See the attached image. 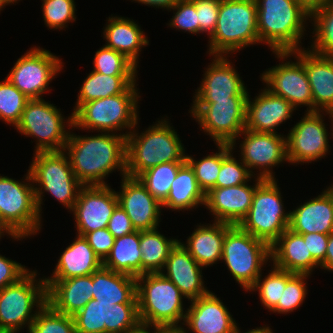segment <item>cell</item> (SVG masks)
<instances>
[{
	"label": "cell",
	"instance_id": "6da1fadb",
	"mask_svg": "<svg viewBox=\"0 0 333 333\" xmlns=\"http://www.w3.org/2000/svg\"><path fill=\"white\" fill-rule=\"evenodd\" d=\"M101 132L80 136L70 132L65 146L73 173L83 186L108 185L105 179L116 170L126 176V136ZM116 169V170H115Z\"/></svg>",
	"mask_w": 333,
	"mask_h": 333
},
{
	"label": "cell",
	"instance_id": "7a4b0ae2",
	"mask_svg": "<svg viewBox=\"0 0 333 333\" xmlns=\"http://www.w3.org/2000/svg\"><path fill=\"white\" fill-rule=\"evenodd\" d=\"M167 120L163 117L141 134L136 132V124L126 136V176L137 178L166 162H186L184 145Z\"/></svg>",
	"mask_w": 333,
	"mask_h": 333
},
{
	"label": "cell",
	"instance_id": "3957f363",
	"mask_svg": "<svg viewBox=\"0 0 333 333\" xmlns=\"http://www.w3.org/2000/svg\"><path fill=\"white\" fill-rule=\"evenodd\" d=\"M255 1L259 42L267 44L272 52L302 49L300 43L310 11L298 0Z\"/></svg>",
	"mask_w": 333,
	"mask_h": 333
},
{
	"label": "cell",
	"instance_id": "277c9868",
	"mask_svg": "<svg viewBox=\"0 0 333 333\" xmlns=\"http://www.w3.org/2000/svg\"><path fill=\"white\" fill-rule=\"evenodd\" d=\"M209 38L211 56L228 55L260 44L255 0H221L217 24Z\"/></svg>",
	"mask_w": 333,
	"mask_h": 333
},
{
	"label": "cell",
	"instance_id": "5b68a950",
	"mask_svg": "<svg viewBox=\"0 0 333 333\" xmlns=\"http://www.w3.org/2000/svg\"><path fill=\"white\" fill-rule=\"evenodd\" d=\"M136 295L140 323L173 327L185 320V297L161 272L137 277Z\"/></svg>",
	"mask_w": 333,
	"mask_h": 333
},
{
	"label": "cell",
	"instance_id": "8992f818",
	"mask_svg": "<svg viewBox=\"0 0 333 333\" xmlns=\"http://www.w3.org/2000/svg\"><path fill=\"white\" fill-rule=\"evenodd\" d=\"M136 86L134 83L124 93L83 103L73 113L72 128L114 134L128 129L130 133L140 120L137 111L140 92Z\"/></svg>",
	"mask_w": 333,
	"mask_h": 333
},
{
	"label": "cell",
	"instance_id": "52a82bcc",
	"mask_svg": "<svg viewBox=\"0 0 333 333\" xmlns=\"http://www.w3.org/2000/svg\"><path fill=\"white\" fill-rule=\"evenodd\" d=\"M32 159L28 170L40 216L45 192L50 193L71 212L83 185L75 177L67 153L64 150L37 152Z\"/></svg>",
	"mask_w": 333,
	"mask_h": 333
},
{
	"label": "cell",
	"instance_id": "ba28073f",
	"mask_svg": "<svg viewBox=\"0 0 333 333\" xmlns=\"http://www.w3.org/2000/svg\"><path fill=\"white\" fill-rule=\"evenodd\" d=\"M36 277V270H29L16 283L0 290V329L3 333H19L26 325L29 331L38 310L47 303L45 280Z\"/></svg>",
	"mask_w": 333,
	"mask_h": 333
},
{
	"label": "cell",
	"instance_id": "9c48e42d",
	"mask_svg": "<svg viewBox=\"0 0 333 333\" xmlns=\"http://www.w3.org/2000/svg\"><path fill=\"white\" fill-rule=\"evenodd\" d=\"M22 180L0 174V220L15 237L28 238L40 231L42 217L29 170Z\"/></svg>",
	"mask_w": 333,
	"mask_h": 333
},
{
	"label": "cell",
	"instance_id": "30bf717a",
	"mask_svg": "<svg viewBox=\"0 0 333 333\" xmlns=\"http://www.w3.org/2000/svg\"><path fill=\"white\" fill-rule=\"evenodd\" d=\"M221 260L235 281L248 291L261 275L264 264L271 261V246L233 225L225 233Z\"/></svg>",
	"mask_w": 333,
	"mask_h": 333
},
{
	"label": "cell",
	"instance_id": "8fae6325",
	"mask_svg": "<svg viewBox=\"0 0 333 333\" xmlns=\"http://www.w3.org/2000/svg\"><path fill=\"white\" fill-rule=\"evenodd\" d=\"M281 196L276 179H264L255 188L248 214L238 226L271 246L289 225L290 211L285 212Z\"/></svg>",
	"mask_w": 333,
	"mask_h": 333
},
{
	"label": "cell",
	"instance_id": "7c38bea8",
	"mask_svg": "<svg viewBox=\"0 0 333 333\" xmlns=\"http://www.w3.org/2000/svg\"><path fill=\"white\" fill-rule=\"evenodd\" d=\"M73 123V113L67 119L54 104L44 99H30L15 129L27 137L37 138L35 153L62 151Z\"/></svg>",
	"mask_w": 333,
	"mask_h": 333
},
{
	"label": "cell",
	"instance_id": "4fadbf2b",
	"mask_svg": "<svg viewBox=\"0 0 333 333\" xmlns=\"http://www.w3.org/2000/svg\"><path fill=\"white\" fill-rule=\"evenodd\" d=\"M247 98L230 97L214 103H192L189 113L215 144H230L235 149L236 140L241 138L239 134L245 129Z\"/></svg>",
	"mask_w": 333,
	"mask_h": 333
},
{
	"label": "cell",
	"instance_id": "5bb4252c",
	"mask_svg": "<svg viewBox=\"0 0 333 333\" xmlns=\"http://www.w3.org/2000/svg\"><path fill=\"white\" fill-rule=\"evenodd\" d=\"M63 62L40 47H33L15 62L7 79L29 99H42L49 84L59 74Z\"/></svg>",
	"mask_w": 333,
	"mask_h": 333
},
{
	"label": "cell",
	"instance_id": "9a60e30c",
	"mask_svg": "<svg viewBox=\"0 0 333 333\" xmlns=\"http://www.w3.org/2000/svg\"><path fill=\"white\" fill-rule=\"evenodd\" d=\"M76 333H127L139 323L137 303H105L91 299L73 316Z\"/></svg>",
	"mask_w": 333,
	"mask_h": 333
},
{
	"label": "cell",
	"instance_id": "2e32d148",
	"mask_svg": "<svg viewBox=\"0 0 333 333\" xmlns=\"http://www.w3.org/2000/svg\"><path fill=\"white\" fill-rule=\"evenodd\" d=\"M243 141L240 143V159L249 172L255 177L262 179H276L273 167L279 166L287 159V137L281 134L254 132L244 129L239 136ZM254 169L259 173L255 174Z\"/></svg>",
	"mask_w": 333,
	"mask_h": 333
},
{
	"label": "cell",
	"instance_id": "e0dca14e",
	"mask_svg": "<svg viewBox=\"0 0 333 333\" xmlns=\"http://www.w3.org/2000/svg\"><path fill=\"white\" fill-rule=\"evenodd\" d=\"M287 134V159L291 164L311 163L326 156L329 151L328 130L324 112H307ZM322 114V115H321Z\"/></svg>",
	"mask_w": 333,
	"mask_h": 333
},
{
	"label": "cell",
	"instance_id": "ac0fdd59",
	"mask_svg": "<svg viewBox=\"0 0 333 333\" xmlns=\"http://www.w3.org/2000/svg\"><path fill=\"white\" fill-rule=\"evenodd\" d=\"M118 205L116 191L109 185L82 186L71 210L77 235L84 236L88 232L106 228Z\"/></svg>",
	"mask_w": 333,
	"mask_h": 333
},
{
	"label": "cell",
	"instance_id": "d6986e66",
	"mask_svg": "<svg viewBox=\"0 0 333 333\" xmlns=\"http://www.w3.org/2000/svg\"><path fill=\"white\" fill-rule=\"evenodd\" d=\"M296 61H286L266 69L261 81L266 89L287 100L295 109L306 106L307 112H314L313 97L303 63L294 56Z\"/></svg>",
	"mask_w": 333,
	"mask_h": 333
},
{
	"label": "cell",
	"instance_id": "ffe728a7",
	"mask_svg": "<svg viewBox=\"0 0 333 333\" xmlns=\"http://www.w3.org/2000/svg\"><path fill=\"white\" fill-rule=\"evenodd\" d=\"M227 57L229 55L213 56L215 59L206 68L204 78L195 90L193 103H214L215 100L249 96L242 77Z\"/></svg>",
	"mask_w": 333,
	"mask_h": 333
},
{
	"label": "cell",
	"instance_id": "44dd1931",
	"mask_svg": "<svg viewBox=\"0 0 333 333\" xmlns=\"http://www.w3.org/2000/svg\"><path fill=\"white\" fill-rule=\"evenodd\" d=\"M282 61L296 56L305 66L311 87L314 112L333 113V57L321 56L308 48L291 52H273ZM292 55V56H291Z\"/></svg>",
	"mask_w": 333,
	"mask_h": 333
},
{
	"label": "cell",
	"instance_id": "7402d4cb",
	"mask_svg": "<svg viewBox=\"0 0 333 333\" xmlns=\"http://www.w3.org/2000/svg\"><path fill=\"white\" fill-rule=\"evenodd\" d=\"M117 191L119 205L129 216L136 231L157 228L162 204L155 199L138 178L124 176Z\"/></svg>",
	"mask_w": 333,
	"mask_h": 333
},
{
	"label": "cell",
	"instance_id": "603a6c76",
	"mask_svg": "<svg viewBox=\"0 0 333 333\" xmlns=\"http://www.w3.org/2000/svg\"><path fill=\"white\" fill-rule=\"evenodd\" d=\"M255 185L243 183L238 186L212 188L206 194L205 207L214 215V221L239 225L248 214L255 188L264 180L255 177Z\"/></svg>",
	"mask_w": 333,
	"mask_h": 333
},
{
	"label": "cell",
	"instance_id": "cb8c5ba5",
	"mask_svg": "<svg viewBox=\"0 0 333 333\" xmlns=\"http://www.w3.org/2000/svg\"><path fill=\"white\" fill-rule=\"evenodd\" d=\"M191 305L186 310L184 322L193 333H233L237 327L233 315L230 314L215 293L211 291L205 296L190 301Z\"/></svg>",
	"mask_w": 333,
	"mask_h": 333
},
{
	"label": "cell",
	"instance_id": "d4e9b609",
	"mask_svg": "<svg viewBox=\"0 0 333 333\" xmlns=\"http://www.w3.org/2000/svg\"><path fill=\"white\" fill-rule=\"evenodd\" d=\"M249 97L250 95L246 102L245 129L254 132L276 134L277 127L292 118V113L296 110L287 100L265 87L252 101Z\"/></svg>",
	"mask_w": 333,
	"mask_h": 333
},
{
	"label": "cell",
	"instance_id": "484cf974",
	"mask_svg": "<svg viewBox=\"0 0 333 333\" xmlns=\"http://www.w3.org/2000/svg\"><path fill=\"white\" fill-rule=\"evenodd\" d=\"M201 269L203 267L178 242L170 251L161 273L178 287L185 299L192 301L210 292L204 285Z\"/></svg>",
	"mask_w": 333,
	"mask_h": 333
},
{
	"label": "cell",
	"instance_id": "4316f807",
	"mask_svg": "<svg viewBox=\"0 0 333 333\" xmlns=\"http://www.w3.org/2000/svg\"><path fill=\"white\" fill-rule=\"evenodd\" d=\"M288 229L298 234L333 232V184L290 211Z\"/></svg>",
	"mask_w": 333,
	"mask_h": 333
},
{
	"label": "cell",
	"instance_id": "83f0119b",
	"mask_svg": "<svg viewBox=\"0 0 333 333\" xmlns=\"http://www.w3.org/2000/svg\"><path fill=\"white\" fill-rule=\"evenodd\" d=\"M47 303L56 311L74 316L93 299L92 275L45 280Z\"/></svg>",
	"mask_w": 333,
	"mask_h": 333
},
{
	"label": "cell",
	"instance_id": "f1b7e54d",
	"mask_svg": "<svg viewBox=\"0 0 333 333\" xmlns=\"http://www.w3.org/2000/svg\"><path fill=\"white\" fill-rule=\"evenodd\" d=\"M271 261L275 267L296 274L311 275L320 266L313 259L303 236L288 228L271 245Z\"/></svg>",
	"mask_w": 333,
	"mask_h": 333
},
{
	"label": "cell",
	"instance_id": "f546056e",
	"mask_svg": "<svg viewBox=\"0 0 333 333\" xmlns=\"http://www.w3.org/2000/svg\"><path fill=\"white\" fill-rule=\"evenodd\" d=\"M233 225L214 221L213 224L197 225L187 237L186 244L179 241L203 268L221 261L225 233Z\"/></svg>",
	"mask_w": 333,
	"mask_h": 333
},
{
	"label": "cell",
	"instance_id": "4dcf8cb0",
	"mask_svg": "<svg viewBox=\"0 0 333 333\" xmlns=\"http://www.w3.org/2000/svg\"><path fill=\"white\" fill-rule=\"evenodd\" d=\"M107 21L103 32L105 46L125 55L138 67L141 49L149 44L140 25L122 16L109 17Z\"/></svg>",
	"mask_w": 333,
	"mask_h": 333
},
{
	"label": "cell",
	"instance_id": "1f68e13d",
	"mask_svg": "<svg viewBox=\"0 0 333 333\" xmlns=\"http://www.w3.org/2000/svg\"><path fill=\"white\" fill-rule=\"evenodd\" d=\"M58 259L52 277L44 280H62L78 276L92 275L103 266V261L94 253L87 240L76 235Z\"/></svg>",
	"mask_w": 333,
	"mask_h": 333
},
{
	"label": "cell",
	"instance_id": "d6a6232c",
	"mask_svg": "<svg viewBox=\"0 0 333 333\" xmlns=\"http://www.w3.org/2000/svg\"><path fill=\"white\" fill-rule=\"evenodd\" d=\"M93 299L121 304L137 303L136 278L103 266L92 274Z\"/></svg>",
	"mask_w": 333,
	"mask_h": 333
},
{
	"label": "cell",
	"instance_id": "836d02e7",
	"mask_svg": "<svg viewBox=\"0 0 333 333\" xmlns=\"http://www.w3.org/2000/svg\"><path fill=\"white\" fill-rule=\"evenodd\" d=\"M206 194L200 188L195 173L185 162L177 172L167 198L161 203L163 208L172 211L196 209L201 204L205 206Z\"/></svg>",
	"mask_w": 333,
	"mask_h": 333
},
{
	"label": "cell",
	"instance_id": "e575fe53",
	"mask_svg": "<svg viewBox=\"0 0 333 333\" xmlns=\"http://www.w3.org/2000/svg\"><path fill=\"white\" fill-rule=\"evenodd\" d=\"M103 267L135 278L141 275L140 231L115 238Z\"/></svg>",
	"mask_w": 333,
	"mask_h": 333
},
{
	"label": "cell",
	"instance_id": "d590c367",
	"mask_svg": "<svg viewBox=\"0 0 333 333\" xmlns=\"http://www.w3.org/2000/svg\"><path fill=\"white\" fill-rule=\"evenodd\" d=\"M84 80L72 113L83 103L124 93L136 83V76H109L91 71Z\"/></svg>",
	"mask_w": 333,
	"mask_h": 333
},
{
	"label": "cell",
	"instance_id": "8d00e7d4",
	"mask_svg": "<svg viewBox=\"0 0 333 333\" xmlns=\"http://www.w3.org/2000/svg\"><path fill=\"white\" fill-rule=\"evenodd\" d=\"M179 241L168 239L158 231V228L140 231L141 275L161 272L170 251Z\"/></svg>",
	"mask_w": 333,
	"mask_h": 333
},
{
	"label": "cell",
	"instance_id": "74e56055",
	"mask_svg": "<svg viewBox=\"0 0 333 333\" xmlns=\"http://www.w3.org/2000/svg\"><path fill=\"white\" fill-rule=\"evenodd\" d=\"M310 18L314 27L312 34L315 33L311 51L321 56L333 57V1L312 9Z\"/></svg>",
	"mask_w": 333,
	"mask_h": 333
},
{
	"label": "cell",
	"instance_id": "f35d334b",
	"mask_svg": "<svg viewBox=\"0 0 333 333\" xmlns=\"http://www.w3.org/2000/svg\"><path fill=\"white\" fill-rule=\"evenodd\" d=\"M185 162H166L142 172L137 178L160 203L168 196L178 169Z\"/></svg>",
	"mask_w": 333,
	"mask_h": 333
},
{
	"label": "cell",
	"instance_id": "ab89813d",
	"mask_svg": "<svg viewBox=\"0 0 333 333\" xmlns=\"http://www.w3.org/2000/svg\"><path fill=\"white\" fill-rule=\"evenodd\" d=\"M268 275L262 279V274L248 292L258 291L261 304L271 311L279 302L282 295V286L295 274L279 269L274 265ZM262 281V282H261Z\"/></svg>",
	"mask_w": 333,
	"mask_h": 333
},
{
	"label": "cell",
	"instance_id": "60d3db41",
	"mask_svg": "<svg viewBox=\"0 0 333 333\" xmlns=\"http://www.w3.org/2000/svg\"><path fill=\"white\" fill-rule=\"evenodd\" d=\"M95 53L93 71L109 76H137V66L118 51L104 45Z\"/></svg>",
	"mask_w": 333,
	"mask_h": 333
},
{
	"label": "cell",
	"instance_id": "b9f144b4",
	"mask_svg": "<svg viewBox=\"0 0 333 333\" xmlns=\"http://www.w3.org/2000/svg\"><path fill=\"white\" fill-rule=\"evenodd\" d=\"M30 99L20 92L7 78L0 82V120L7 125L20 122L22 113Z\"/></svg>",
	"mask_w": 333,
	"mask_h": 333
},
{
	"label": "cell",
	"instance_id": "7bdbcfd3",
	"mask_svg": "<svg viewBox=\"0 0 333 333\" xmlns=\"http://www.w3.org/2000/svg\"><path fill=\"white\" fill-rule=\"evenodd\" d=\"M28 333H76L73 316L56 312L48 303L40 308Z\"/></svg>",
	"mask_w": 333,
	"mask_h": 333
},
{
	"label": "cell",
	"instance_id": "ee69618b",
	"mask_svg": "<svg viewBox=\"0 0 333 333\" xmlns=\"http://www.w3.org/2000/svg\"><path fill=\"white\" fill-rule=\"evenodd\" d=\"M230 144H222V164L216 179V188L238 186L255 178L241 161L232 155Z\"/></svg>",
	"mask_w": 333,
	"mask_h": 333
},
{
	"label": "cell",
	"instance_id": "f6af8a7d",
	"mask_svg": "<svg viewBox=\"0 0 333 333\" xmlns=\"http://www.w3.org/2000/svg\"><path fill=\"white\" fill-rule=\"evenodd\" d=\"M218 153L195 160L193 156L186 155V162L195 173L200 188L207 194L212 188H216V179L222 164V144H216Z\"/></svg>",
	"mask_w": 333,
	"mask_h": 333
},
{
	"label": "cell",
	"instance_id": "bcb514c9",
	"mask_svg": "<svg viewBox=\"0 0 333 333\" xmlns=\"http://www.w3.org/2000/svg\"><path fill=\"white\" fill-rule=\"evenodd\" d=\"M309 274H294L287 282L286 286H282V295L278 304L271 310L276 314H288L297 310L303 304L307 295L306 279Z\"/></svg>",
	"mask_w": 333,
	"mask_h": 333
},
{
	"label": "cell",
	"instance_id": "7dc6e473",
	"mask_svg": "<svg viewBox=\"0 0 333 333\" xmlns=\"http://www.w3.org/2000/svg\"><path fill=\"white\" fill-rule=\"evenodd\" d=\"M42 12L45 25L50 30H62L67 24L76 21L74 0H42ZM52 28V29H51Z\"/></svg>",
	"mask_w": 333,
	"mask_h": 333
},
{
	"label": "cell",
	"instance_id": "c3c4849f",
	"mask_svg": "<svg viewBox=\"0 0 333 333\" xmlns=\"http://www.w3.org/2000/svg\"><path fill=\"white\" fill-rule=\"evenodd\" d=\"M171 9L175 11L168 24L172 29L200 34L196 7L191 0H179Z\"/></svg>",
	"mask_w": 333,
	"mask_h": 333
},
{
	"label": "cell",
	"instance_id": "681fc988",
	"mask_svg": "<svg viewBox=\"0 0 333 333\" xmlns=\"http://www.w3.org/2000/svg\"><path fill=\"white\" fill-rule=\"evenodd\" d=\"M198 17L200 33L211 36L215 30L221 0H191Z\"/></svg>",
	"mask_w": 333,
	"mask_h": 333
},
{
	"label": "cell",
	"instance_id": "f907efd6",
	"mask_svg": "<svg viewBox=\"0 0 333 333\" xmlns=\"http://www.w3.org/2000/svg\"><path fill=\"white\" fill-rule=\"evenodd\" d=\"M83 237L92 247L94 253L102 261H104L106 257L110 254L115 241V237L111 234L107 227L88 232Z\"/></svg>",
	"mask_w": 333,
	"mask_h": 333
},
{
	"label": "cell",
	"instance_id": "816d5d0a",
	"mask_svg": "<svg viewBox=\"0 0 333 333\" xmlns=\"http://www.w3.org/2000/svg\"><path fill=\"white\" fill-rule=\"evenodd\" d=\"M28 271L25 265L0 255V290L16 283Z\"/></svg>",
	"mask_w": 333,
	"mask_h": 333
},
{
	"label": "cell",
	"instance_id": "f5cc1de1",
	"mask_svg": "<svg viewBox=\"0 0 333 333\" xmlns=\"http://www.w3.org/2000/svg\"><path fill=\"white\" fill-rule=\"evenodd\" d=\"M107 229L115 238L122 237L136 231L129 216L120 205L115 208L112 216L110 217Z\"/></svg>",
	"mask_w": 333,
	"mask_h": 333
},
{
	"label": "cell",
	"instance_id": "db71d44e",
	"mask_svg": "<svg viewBox=\"0 0 333 333\" xmlns=\"http://www.w3.org/2000/svg\"><path fill=\"white\" fill-rule=\"evenodd\" d=\"M301 235L304 241H307V247L313 259L321 265L325 260L329 234L307 233Z\"/></svg>",
	"mask_w": 333,
	"mask_h": 333
},
{
	"label": "cell",
	"instance_id": "11a10c76",
	"mask_svg": "<svg viewBox=\"0 0 333 333\" xmlns=\"http://www.w3.org/2000/svg\"><path fill=\"white\" fill-rule=\"evenodd\" d=\"M320 268L330 272L333 271V232L329 234L325 260Z\"/></svg>",
	"mask_w": 333,
	"mask_h": 333
},
{
	"label": "cell",
	"instance_id": "9f6ffc18",
	"mask_svg": "<svg viewBox=\"0 0 333 333\" xmlns=\"http://www.w3.org/2000/svg\"><path fill=\"white\" fill-rule=\"evenodd\" d=\"M141 4H145L147 6H155L156 8H164L168 11H171V8L179 1V0H132Z\"/></svg>",
	"mask_w": 333,
	"mask_h": 333
},
{
	"label": "cell",
	"instance_id": "6f0895ef",
	"mask_svg": "<svg viewBox=\"0 0 333 333\" xmlns=\"http://www.w3.org/2000/svg\"><path fill=\"white\" fill-rule=\"evenodd\" d=\"M151 329L154 331H150ZM127 333H162V327L139 323L135 328L130 329Z\"/></svg>",
	"mask_w": 333,
	"mask_h": 333
},
{
	"label": "cell",
	"instance_id": "680465c9",
	"mask_svg": "<svg viewBox=\"0 0 333 333\" xmlns=\"http://www.w3.org/2000/svg\"><path fill=\"white\" fill-rule=\"evenodd\" d=\"M308 11L315 9L319 6L327 4L333 0H298Z\"/></svg>",
	"mask_w": 333,
	"mask_h": 333
},
{
	"label": "cell",
	"instance_id": "91938a15",
	"mask_svg": "<svg viewBox=\"0 0 333 333\" xmlns=\"http://www.w3.org/2000/svg\"><path fill=\"white\" fill-rule=\"evenodd\" d=\"M233 333H241L239 327L237 326L235 331ZM243 333H274L272 329L269 326H262V327H257L255 329L248 330L247 332Z\"/></svg>",
	"mask_w": 333,
	"mask_h": 333
},
{
	"label": "cell",
	"instance_id": "94428289",
	"mask_svg": "<svg viewBox=\"0 0 333 333\" xmlns=\"http://www.w3.org/2000/svg\"><path fill=\"white\" fill-rule=\"evenodd\" d=\"M186 328L182 326L162 327V333H188Z\"/></svg>",
	"mask_w": 333,
	"mask_h": 333
},
{
	"label": "cell",
	"instance_id": "6125c7cd",
	"mask_svg": "<svg viewBox=\"0 0 333 333\" xmlns=\"http://www.w3.org/2000/svg\"><path fill=\"white\" fill-rule=\"evenodd\" d=\"M5 233V234H4ZM6 233L11 236L12 239H15V240H21V239H24V237H15L5 226L4 224L1 222L0 220V239L2 236L6 235Z\"/></svg>",
	"mask_w": 333,
	"mask_h": 333
},
{
	"label": "cell",
	"instance_id": "be15d7a7",
	"mask_svg": "<svg viewBox=\"0 0 333 333\" xmlns=\"http://www.w3.org/2000/svg\"><path fill=\"white\" fill-rule=\"evenodd\" d=\"M5 5H10L13 3H18L20 0H1ZM18 1V2H17Z\"/></svg>",
	"mask_w": 333,
	"mask_h": 333
},
{
	"label": "cell",
	"instance_id": "e7e4bbea",
	"mask_svg": "<svg viewBox=\"0 0 333 333\" xmlns=\"http://www.w3.org/2000/svg\"><path fill=\"white\" fill-rule=\"evenodd\" d=\"M326 115H329V117L331 118L330 120L332 121L333 123V113H330V112H325ZM333 131V128L331 129ZM332 136H333V132H332Z\"/></svg>",
	"mask_w": 333,
	"mask_h": 333
},
{
	"label": "cell",
	"instance_id": "03108f58",
	"mask_svg": "<svg viewBox=\"0 0 333 333\" xmlns=\"http://www.w3.org/2000/svg\"><path fill=\"white\" fill-rule=\"evenodd\" d=\"M6 5L0 0V11L2 10V8H4Z\"/></svg>",
	"mask_w": 333,
	"mask_h": 333
}]
</instances>
